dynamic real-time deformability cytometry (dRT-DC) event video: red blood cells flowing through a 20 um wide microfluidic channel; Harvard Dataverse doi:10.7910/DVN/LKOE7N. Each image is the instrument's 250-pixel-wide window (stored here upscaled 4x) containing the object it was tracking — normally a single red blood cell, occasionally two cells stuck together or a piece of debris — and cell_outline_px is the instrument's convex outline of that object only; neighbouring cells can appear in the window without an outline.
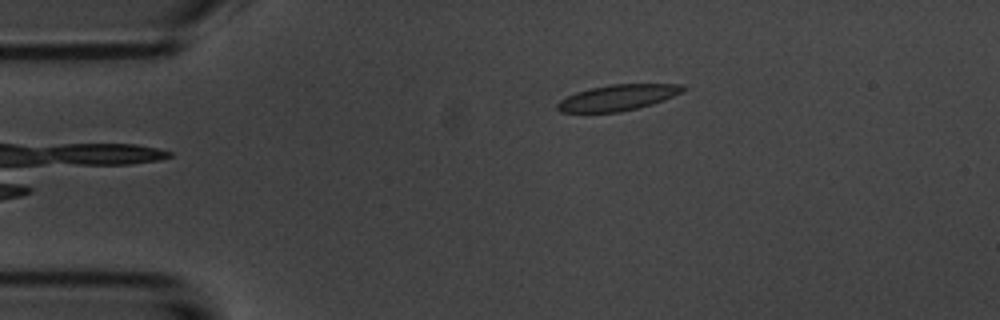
{"species": "common noctule bat (a hibernating species)", "species_latin": "Nyctalus noctula", "temperature_condition": "room temperature", "stored_images_in_passage": 2, "camera_frame_rate_fps": 3000, "um_per_image_px": 0.085, "animal": {"sex": "male", "body_mass_g": 20.1, "forearm_length_mm": 53.5}, "frame": {"image": 1, "passage_image": 2, "time_ms": 1.333, "image_size_px": [1000, 320], "cell_outline_px": [[688, 88], [664, 100], [652, 104], [620, 112], [560, 112], [556, 108], [556, 104], [560, 100], [576, 92], [592, 88], [612, 84], [684, 84]], "centroid_in_image_um": [52.51, 8.29], "position_along_channel_um": 32.5, "area_um2": 18.79}}